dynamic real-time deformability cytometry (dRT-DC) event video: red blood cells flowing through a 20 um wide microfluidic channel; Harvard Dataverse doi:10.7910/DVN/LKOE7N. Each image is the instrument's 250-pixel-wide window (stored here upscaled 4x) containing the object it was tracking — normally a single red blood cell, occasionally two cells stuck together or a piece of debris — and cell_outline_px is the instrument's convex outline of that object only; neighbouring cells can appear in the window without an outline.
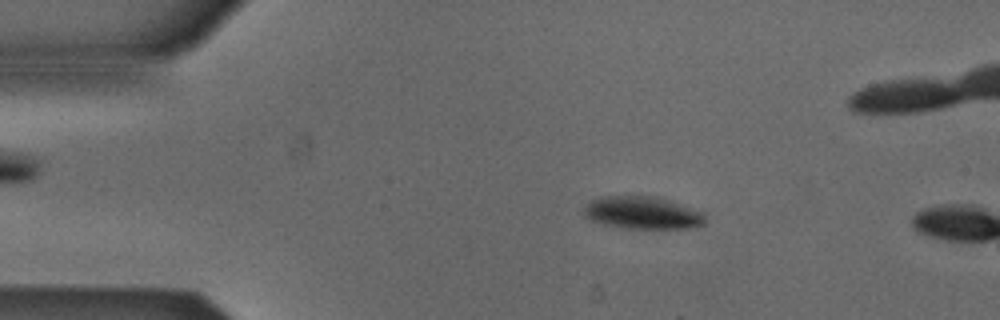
{"species": "Egyptian fruit bat (a non-hibernating species)", "species_latin": "Rousettus aegyptiacus", "temperature_condition": "cold", "stored_images_in_passage": 15, "camera_frame_rate_fps": 3000, "um_per_image_px": 0.085, "animal": {"sex": "male"}, "frame": {"image": 1, "passage_image": 9, "time_ms": 2.667, "image_size_px": [1000, 320], "cell_outline_px": [[704, 224], [684, 228], [628, 228], [600, 224], [584, 216], [584, 208], [592, 200], [600, 196], [656, 196], [668, 200], [700, 212], [704, 216]], "centroid_in_image_um": [54.54, 18.08], "position_along_channel_um": 30.5, "area_um2": 22.54}}